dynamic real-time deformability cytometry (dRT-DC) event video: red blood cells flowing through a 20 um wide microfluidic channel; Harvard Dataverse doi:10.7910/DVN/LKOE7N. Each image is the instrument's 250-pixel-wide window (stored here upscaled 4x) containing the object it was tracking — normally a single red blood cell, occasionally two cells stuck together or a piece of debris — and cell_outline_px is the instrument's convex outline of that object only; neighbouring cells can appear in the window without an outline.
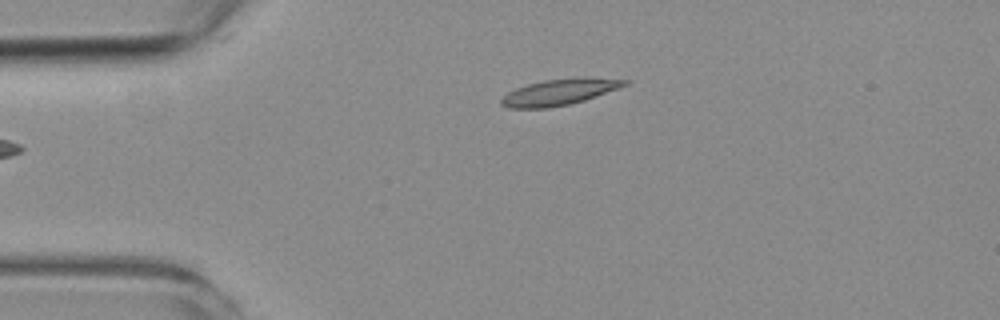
{"species": "common noctule bat (a hibernating species)", "species_latin": "Nyctalus noctula", "temperature_condition": "room temperature", "stored_images_in_passage": 2, "camera_frame_rate_fps": 3000, "um_per_image_px": 0.085, "animal": {"sex": "female", "body_mass_g": 19.3, "forearm_length_mm": 54.1}, "frame": {"image": 1, "passage_image": 2, "time_ms": 1.333, "image_size_px": [1000, 320], "cell_outline_px": [[628, 84], [620, 88], [584, 100], [568, 104], [548, 108], [508, 108], [500, 104], [500, 100], [508, 92], [516, 88], [528, 84], [544, 80], [584, 76], [628, 80]], "centroid_in_image_um": [47.56, 7.81], "position_along_channel_um": 37.4, "area_um2": 18.84}}